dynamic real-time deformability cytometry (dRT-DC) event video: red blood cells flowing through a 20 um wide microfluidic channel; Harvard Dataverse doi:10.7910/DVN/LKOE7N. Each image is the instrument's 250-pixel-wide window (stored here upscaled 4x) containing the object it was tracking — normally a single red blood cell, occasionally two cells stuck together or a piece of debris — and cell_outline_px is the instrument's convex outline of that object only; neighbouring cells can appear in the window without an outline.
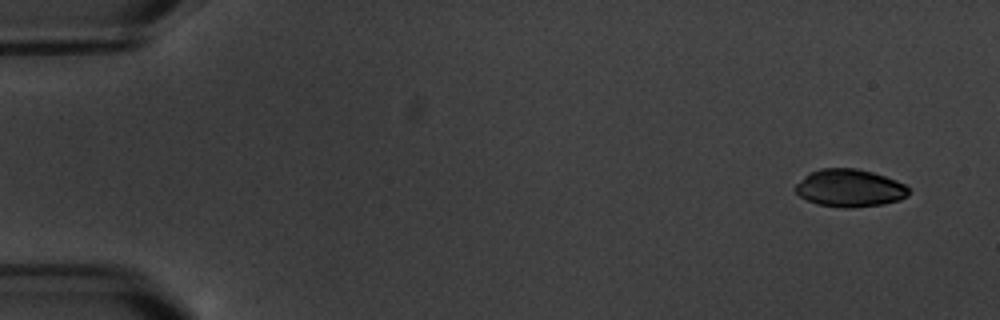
{"species": "common noctule bat (a hibernating species)", "species_latin": "Nyctalus noctula", "temperature_condition": "warm", "stored_images_in_passage": 6, "camera_frame_rate_fps": 3000, "um_per_image_px": 0.085, "animal": {"sex": "male", "body_mass_g": 20.1, "forearm_length_mm": 53.5}, "frame": {"image": 1, "passage_image": 1, "time_ms": 0.0, "image_size_px": [1000, 320], "cell_outline_px": [[908, 196], [900, 200], [884, 204], [848, 208], [844, 208], [816, 204], [800, 196], [792, 188], [804, 176], [820, 168], [856, 168], [872, 172], [896, 180], [904, 184], [908, 188]], "centroid_in_image_um": [72.21, 15.99], "position_along_channel_um": 12.8, "area_um2": 24.85}}